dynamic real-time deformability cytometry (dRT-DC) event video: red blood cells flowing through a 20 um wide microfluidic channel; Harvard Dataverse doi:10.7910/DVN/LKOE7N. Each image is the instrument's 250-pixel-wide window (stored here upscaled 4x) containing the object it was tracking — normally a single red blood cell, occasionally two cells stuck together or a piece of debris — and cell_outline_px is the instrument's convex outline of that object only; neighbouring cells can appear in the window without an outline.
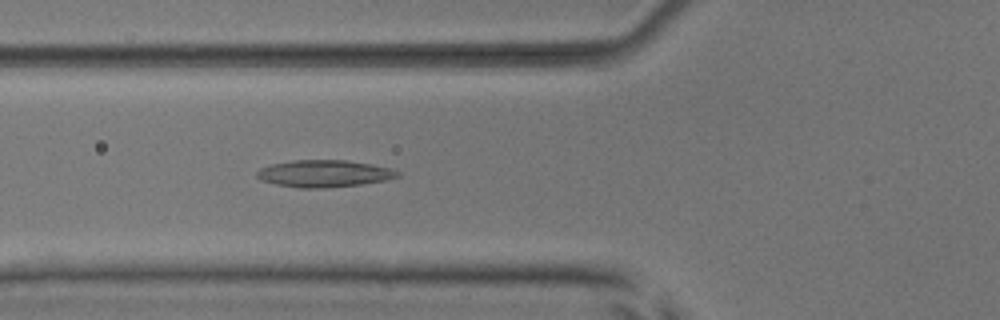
{"species": "common noctule bat (a hibernating species)", "species_latin": "Nyctalus noctula", "temperature_condition": "room temperature", "stored_images_in_passage": 52, "camera_frame_rate_fps": 3000, "um_per_image_px": 0.085, "animal": {"sex": "male", "body_mass_g": 17.9, "forearm_length_mm": 54.2}, "frame": {"image": 1, "passage_image": 19, "time_ms": 6.0, "image_size_px": [1000, 320], "cell_outline_px": [[400, 176], [384, 180], [360, 184], [316, 188], [300, 188], [276, 184], [260, 180], [256, 176], [256, 172], [260, 168], [272, 164], [296, 160], [348, 160], [372, 164], [392, 168], [400, 172]], "centroid_in_image_um": [27.55, 14.74], "position_along_channel_um": 98.2, "area_um2": 22.02}}
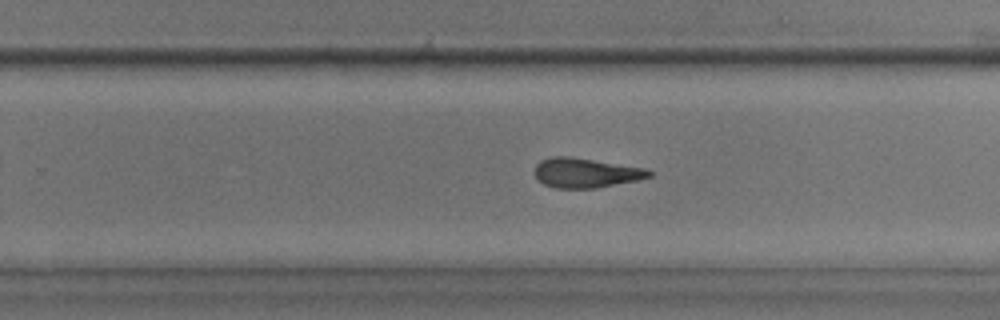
{"frame": {"image": 2, "passage_image": 33, "time_ms": 10.667, "image_size_px": [1000, 320], "cell_outline_px": [[652, 176], [636, 180], [596, 188], [556, 188], [544, 184], [536, 180], [536, 164], [540, 160], [552, 156], [572, 156], [644, 168], [652, 172]], "centroid_in_image_um": [49.75, 14.68], "position_along_channel_um": 280.0, "area_um2": 19.71}}
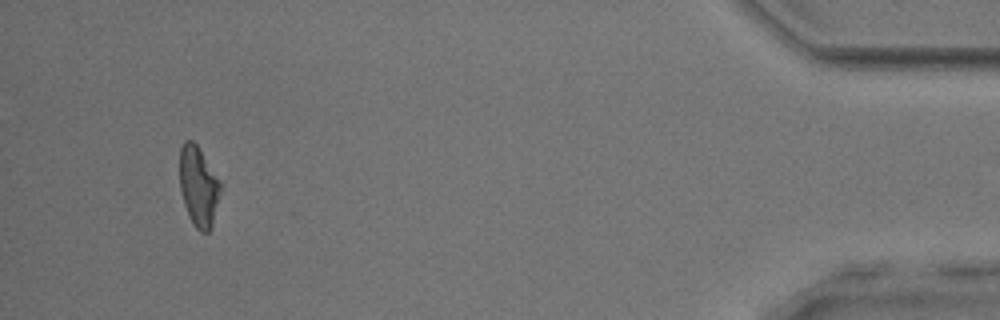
{"frame": {"image": 3, "passage_image": 49, "time_ms": 16.0, "image_size_px": [1000, 320], "cell_outline_px": [[220, 188], [212, 224], [208, 232], [200, 232], [192, 224], [188, 216], [184, 204], [180, 188], [180, 148], [184, 140], [192, 140], [196, 144], [220, 184]], "centroid_in_image_um": [16.82, 15.86], "position_along_channel_um": 418.4, "area_um2": 18.38}, "authors_computed_cell_mechanics": {"area_um2": 20.4612, "velocity_mm_per_s": 3.9077, "shape_relaxation_time_tau1_ms": null, "shape_relaxation_time_tau2_ms": 3.6185, "deformation_change_tau1": null, "deformation_change_tau2": 0.1461}}